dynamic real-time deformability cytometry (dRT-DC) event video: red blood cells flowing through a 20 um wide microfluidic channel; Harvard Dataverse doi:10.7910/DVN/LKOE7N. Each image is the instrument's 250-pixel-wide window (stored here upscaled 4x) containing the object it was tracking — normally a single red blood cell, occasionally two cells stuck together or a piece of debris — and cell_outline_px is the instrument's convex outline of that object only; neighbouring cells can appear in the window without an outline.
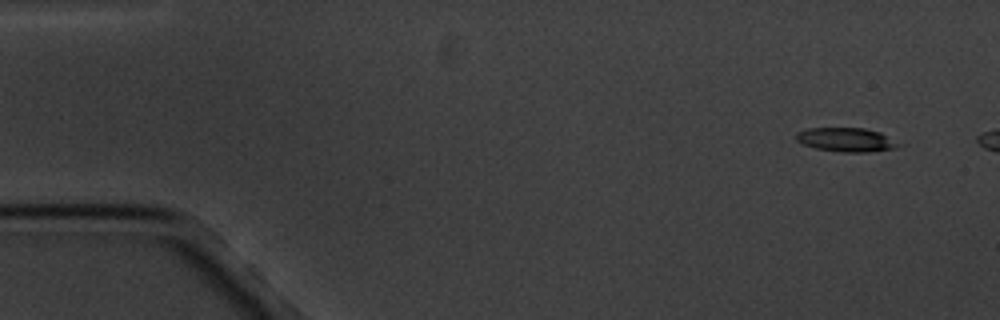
{"species": "common noctule bat (a hibernating species)", "species_latin": "Nyctalus noctula", "temperature_condition": "cold", "stored_images_in_passage": 3, "camera_frame_rate_fps": 3000, "um_per_image_px": 0.085, "animal": {"sex": "male", "body_mass_g": 20.1, "forearm_length_mm": 53.5}, "frame": {"image": 1, "passage_image": 1, "time_ms": 0.0, "image_size_px": [1000, 320], "cell_outline_px": [[904, 144], [896, 148], [868, 152], [840, 152], [816, 148], [804, 144], [796, 140], [796, 132], [808, 128], [864, 128], [880, 132]], "centroid_in_image_um": [71.97, 11.87], "position_along_channel_um": 13.0, "area_um2": 14.39}}